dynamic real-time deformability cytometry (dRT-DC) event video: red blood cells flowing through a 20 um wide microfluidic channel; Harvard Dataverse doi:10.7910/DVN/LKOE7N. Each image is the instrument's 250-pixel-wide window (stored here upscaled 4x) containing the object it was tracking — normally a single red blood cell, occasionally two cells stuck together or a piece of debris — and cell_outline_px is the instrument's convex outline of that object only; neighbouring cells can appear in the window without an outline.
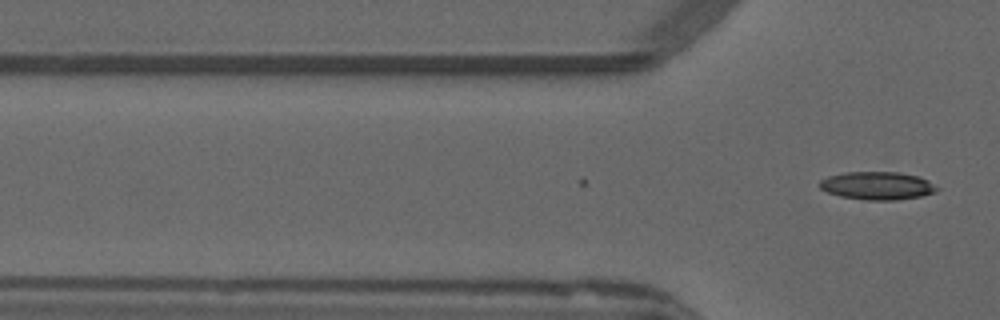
{"species": "common noctule bat (a hibernating species)", "species_latin": "Nyctalus noctula", "temperature_condition": "warm", "stored_images_in_passage": 2, "camera_frame_rate_fps": 3000, "um_per_image_px": 0.085, "animal": {"sex": "male", "forearm_length_mm": 52.5}, "frame": {"image": 1, "passage_image": 2, "time_ms": 0.333, "image_size_px": [1000, 320], "cell_outline_px": [[940, 188], [936, 192], [920, 196], [896, 200], [868, 200], [840, 196], [828, 192], [820, 188], [816, 184], [820, 180], [828, 176], [844, 172], [896, 172], [920, 176], [928, 180]], "centroid_in_image_um": [74.57, 15.78], "position_along_channel_um": 51.2, "area_um2": 19.25}}